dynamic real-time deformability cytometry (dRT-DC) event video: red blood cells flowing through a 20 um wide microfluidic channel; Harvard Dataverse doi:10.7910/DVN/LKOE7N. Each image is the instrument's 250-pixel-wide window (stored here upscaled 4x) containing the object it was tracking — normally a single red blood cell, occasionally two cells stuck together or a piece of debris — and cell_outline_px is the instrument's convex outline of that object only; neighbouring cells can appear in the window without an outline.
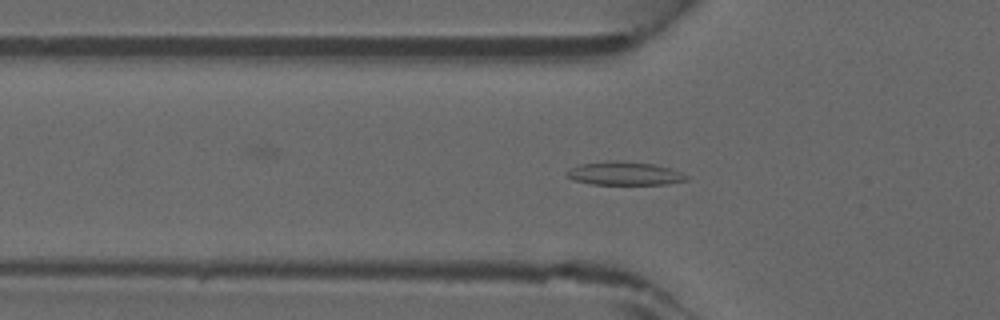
{"species": "common noctule bat (a hibernating species)", "species_latin": "Nyctalus noctula", "temperature_condition": "warm", "stored_images_in_passage": 30, "camera_frame_rate_fps": 3000, "um_per_image_px": 0.085, "animal": {"sex": "male", "forearm_length_mm": 52.5}, "frame": {"image": 1, "passage_image": 10, "time_ms": 3.0, "image_size_px": [1000, 320], "cell_outline_px": [[688, 180], [668, 184], [592, 184], [572, 180], [568, 176], [568, 172], [572, 168], [580, 164], [608, 160], [624, 160], [652, 164], [672, 168], [688, 176]], "centroid_in_image_um": [53.12, 14.73], "position_along_channel_um": 72.7, "area_um2": 16.36}}
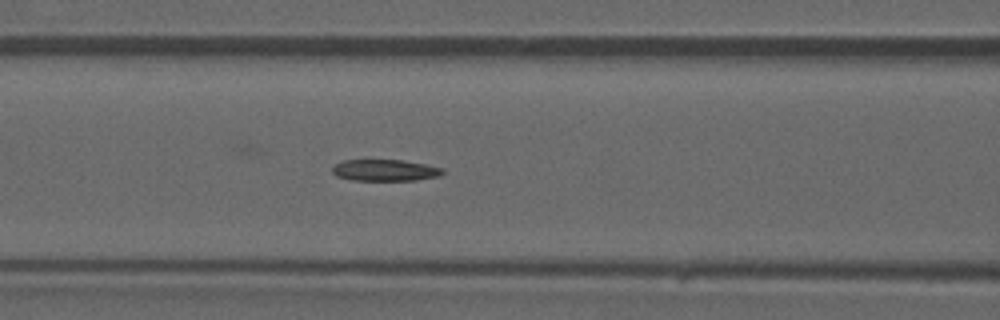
{"frame": {"image": 2, "passage_image": 14, "time_ms": 4.333, "image_size_px": [1000, 320], "cell_outline_px": [[444, 172], [440, 176], [416, 180], [352, 180], [336, 176], [332, 172], [332, 168], [336, 164], [344, 160], [404, 160], [428, 164], [444, 168]], "centroid_in_image_um": [32.77, 14.47], "position_along_channel_um": 133.8, "area_um2": 13.93}}
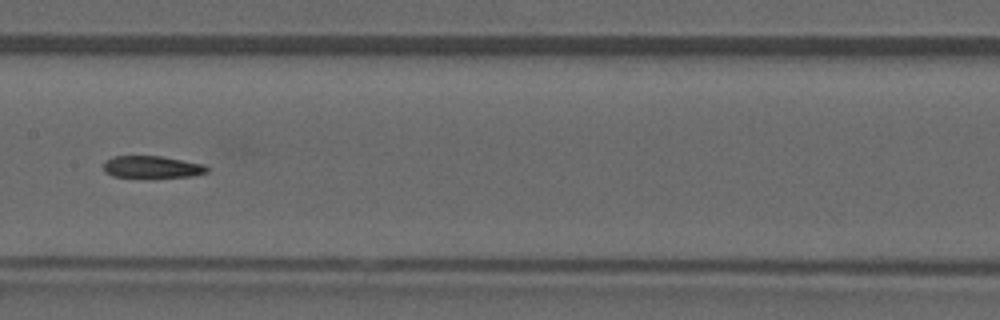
{"frame": {"image": 3, "passage_image": 18, "time_ms": 5.667, "image_size_px": [1000, 320], "cell_outline_px": [[208, 172], [192, 176], [112, 176], [104, 172], [104, 164], [112, 156], [160, 156], [204, 164], [208, 168]], "centroid_in_image_um": [12.93, 14.17], "position_along_channel_um": 194.5, "area_um2": 12.89}}